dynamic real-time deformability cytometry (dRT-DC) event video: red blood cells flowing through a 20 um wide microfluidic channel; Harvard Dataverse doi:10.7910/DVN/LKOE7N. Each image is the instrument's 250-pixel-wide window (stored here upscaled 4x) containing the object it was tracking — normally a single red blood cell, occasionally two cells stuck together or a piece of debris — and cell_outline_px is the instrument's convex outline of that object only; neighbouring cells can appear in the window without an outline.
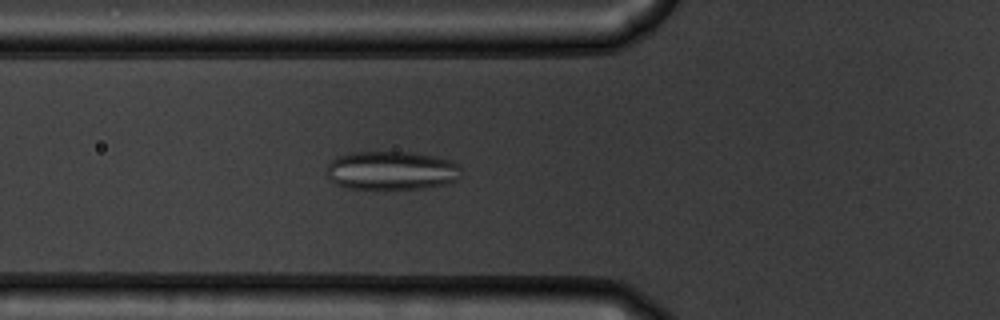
{"species": "common noctule bat (a hibernating species)", "species_latin": "Nyctalus noctula", "temperature_condition": "warm", "stored_images_in_passage": 56, "camera_frame_rate_fps": 3000, "um_per_image_px": 0.085, "animal": {"sex": "male", "body_mass_g": 19.5, "forearm_length_mm": 54.6}, "frame": {"image": 1, "passage_image": 21, "time_ms": 6.667, "image_size_px": [1000, 320], "cell_outline_px": [[460, 168], [456, 180], [448, 184], [424, 188], [384, 192], [344, 188], [336, 184], [324, 172], [328, 164], [332, 160], [340, 156], [352, 152], [412, 152], [452, 160], [460, 164]], "centroid_in_image_um": [33.25, 14.55], "position_along_channel_um": 92.6, "area_um2": 31.44}}
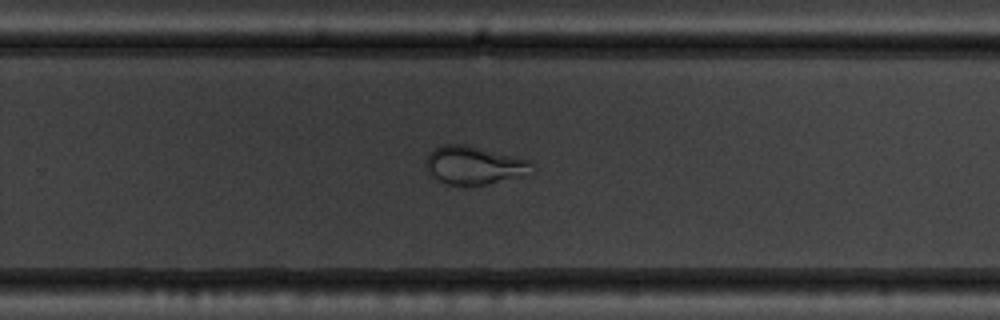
{"frame": {"image": 2, "passage_image": 37, "time_ms": 12.0, "image_size_px": [1000, 320], "cell_outline_px": [[532, 164], [524, 176], [488, 184], [448, 184], [436, 180], [428, 172], [424, 164], [424, 160], [436, 148], [444, 144], [464, 144], [528, 160]], "centroid_in_image_um": [40.22, 14.05], "position_along_channel_um": 289.6, "area_um2": 23.06}}
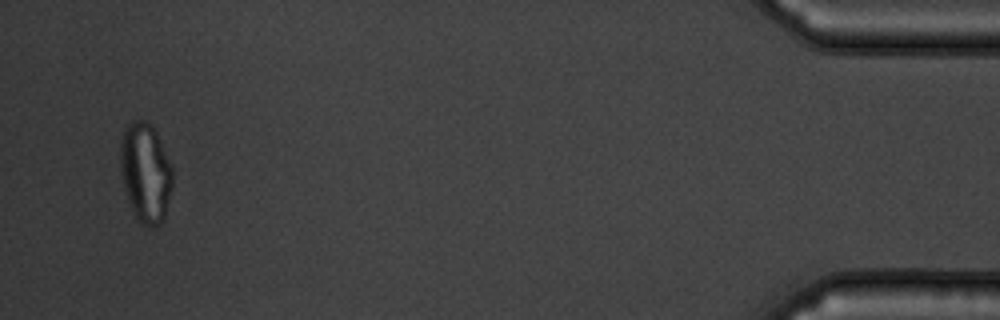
{"frame": {"image": 3, "passage_image": 54, "time_ms": 17.667, "image_size_px": [1000, 320], "cell_outline_px": [[172, 184], [164, 220], [160, 224], [140, 224], [128, 200], [120, 168], [120, 140], [124, 128], [132, 120], [144, 120], [152, 124], [156, 132], [172, 168]], "centroid_in_image_um": [12.35, 14.62], "position_along_channel_um": 422.8, "area_um2": 29.94}, "authors_computed_cell_mechanics": {"area_um2": 29.5647, "velocity_mm_per_s": 3.7068, "shape_relaxation_time_tau1_ms": null, "shape_relaxation_time_tau2_ms": 1.0783, "deformation_change_tau1": null, "deformation_change_tau2": 0.0745}}